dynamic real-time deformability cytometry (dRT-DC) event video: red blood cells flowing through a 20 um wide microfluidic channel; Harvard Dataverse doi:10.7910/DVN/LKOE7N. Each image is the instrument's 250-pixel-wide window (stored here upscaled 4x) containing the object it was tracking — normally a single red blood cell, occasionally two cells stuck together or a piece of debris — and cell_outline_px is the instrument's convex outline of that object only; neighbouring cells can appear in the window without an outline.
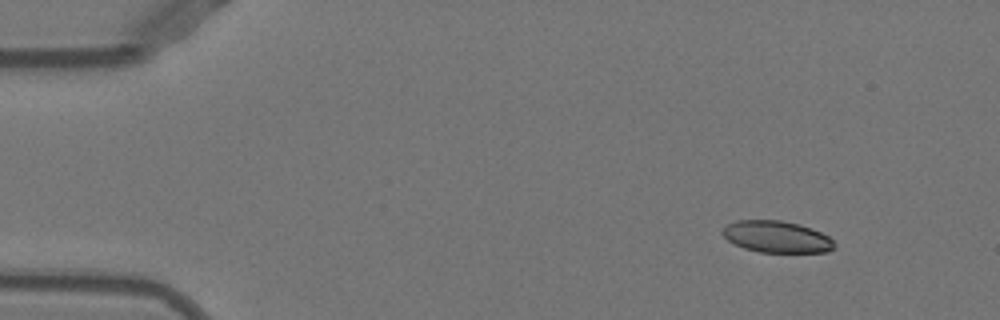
{"species": "Egyptian fruit bat (a non-hibernating species)", "species_latin": "Rousettus aegyptiacus", "temperature_condition": "warm", "stored_images_in_passage": 47, "camera_frame_rate_fps": 3000, "um_per_image_px": 0.085, "animal": {"sex": "female"}, "frame": {"image": 1, "passage_image": 1, "time_ms": 0.0, "image_size_px": [1000, 320], "cell_outline_px": [[836, 244], [828, 252], [760, 252], [744, 248], [728, 240], [720, 232], [728, 224], [736, 220], [780, 220], [800, 224], [812, 228], [828, 236]], "centroid_in_image_um": [66.02, 20.12], "position_along_channel_um": 19.0, "area_um2": 20.58}}
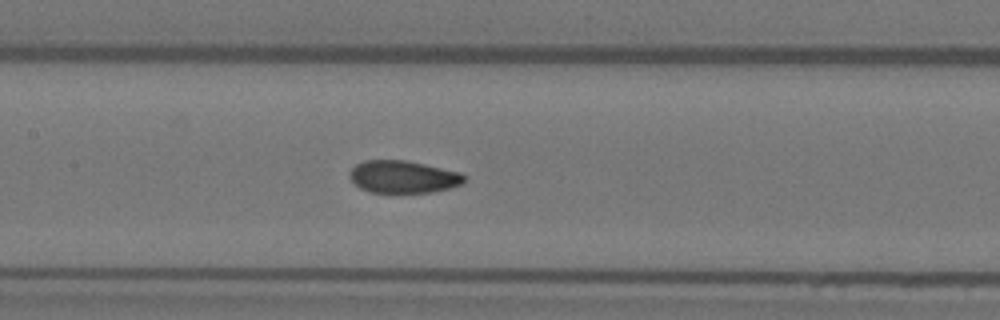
{"frame": {"image": 2, "passage_image": 20, "time_ms": 6.333, "image_size_px": [1000, 320], "cell_outline_px": [[464, 180], [460, 184], [448, 188], [432, 192], [372, 192], [360, 188], [348, 176], [348, 172], [356, 164], [364, 160], [404, 160], [424, 164], [460, 172], [464, 176]], "centroid_in_image_um": [34.22, 15.02], "position_along_channel_um": 173.2, "area_um2": 21.39}}
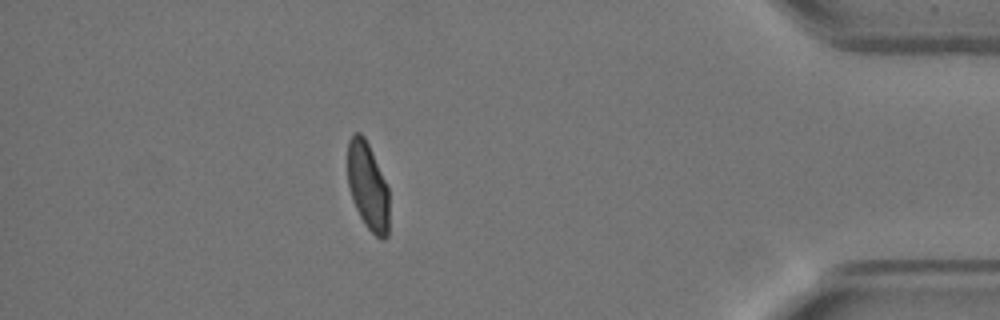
{"frame": {"image": 3, "passage_image": 41, "time_ms": 13.333, "image_size_px": [1000, 320], "cell_outline_px": [[388, 236], [384, 240], [380, 240], [364, 224], [356, 208], [348, 184], [348, 140], [352, 132], [360, 132], [364, 136], [372, 152], [388, 188]], "centroid_in_image_um": [31.26, 15.82], "position_along_channel_um": 403.9, "area_um2": 21.04}, "authors_computed_cell_mechanics": {"area_um2": 22.3108, "velocity_mm_per_s": 3.9356, "shape_relaxation_time_tau1_ms": 8.0512, "shape_relaxation_time_tau2_ms": 1.1471, "deformation_change_tau1": 0.2225, "deformation_change_tau2": 0.0602}}